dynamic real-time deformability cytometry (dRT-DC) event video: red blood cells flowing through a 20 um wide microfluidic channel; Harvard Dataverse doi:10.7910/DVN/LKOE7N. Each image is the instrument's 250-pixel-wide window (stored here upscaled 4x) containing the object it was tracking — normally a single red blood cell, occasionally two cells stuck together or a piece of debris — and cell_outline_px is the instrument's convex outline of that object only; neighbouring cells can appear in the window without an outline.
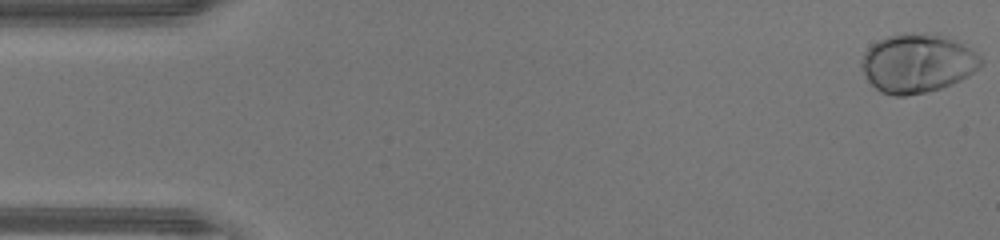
{"species": "human", "species_latin": "Homo sapiens", "temperature_condition": "warm", "stored_images_in_passage": 47, "camera_frame_rate_fps": 3000, "um_per_image_px": 0.085, "donor": {"sex": "male"}, "frame": {"image": 1, "passage_image": 1, "time_ms": 0.0, "image_size_px": [1000, 240], "cell_outline_px": [[984, 64], [980, 68], [968, 76], [960, 80], [940, 88], [928, 92], [904, 96], [896, 96], [880, 92], [868, 80], [860, 68], [860, 60], [864, 52], [876, 40], [888, 36], [904, 32], [940, 32], [964, 44], [976, 52], [984, 60]], "centroid_in_image_um": [77.99, 5.34], "position_along_channel_um": 7.0, "area_um2": 41.91}}
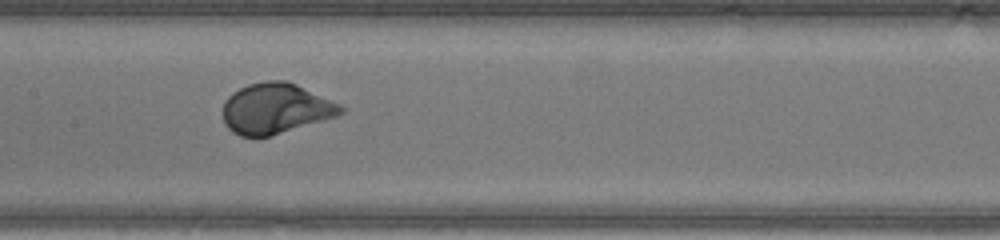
{"frame": {"image": 2, "passage_image": 23, "time_ms": 7.333, "image_size_px": [1000, 240], "cell_outline_px": [[344, 112], [336, 116], [268, 136], [240, 136], [232, 132], [224, 124], [224, 100], [232, 92], [248, 84], [264, 80], [288, 80], [340, 104], [344, 108]], "centroid_in_image_um": [23.4, 9.2], "position_along_channel_um": 184.0, "area_um2": 34.45}}
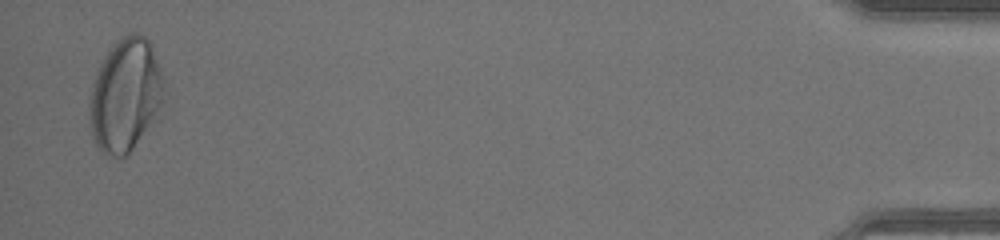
{"frame": {"image": 3, "passage_image": 46, "time_ms": 15.0, "image_size_px": [1000, 240], "cell_outline_px": [[164, 88], [160, 104], [128, 156], [108, 156], [96, 144], [92, 136], [88, 120], [88, 104], [92, 84], [96, 72], [104, 56], [128, 32], [136, 32], [144, 36], [148, 40], [152, 48], [164, 80]], "centroid_in_image_um": [10.59, 8.07], "position_along_channel_um": 424.6, "area_um2": 48.09}, "authors_computed_cell_mechanics": {"area_um2": 36.125, "velocity_mm_per_s": 4.3874, "shape_relaxation_time_tau1_ms": 2.113, "shape_relaxation_time_tau2_ms": null, "deformation_change_tau1": 0.148, "deformation_change_tau2": null}}